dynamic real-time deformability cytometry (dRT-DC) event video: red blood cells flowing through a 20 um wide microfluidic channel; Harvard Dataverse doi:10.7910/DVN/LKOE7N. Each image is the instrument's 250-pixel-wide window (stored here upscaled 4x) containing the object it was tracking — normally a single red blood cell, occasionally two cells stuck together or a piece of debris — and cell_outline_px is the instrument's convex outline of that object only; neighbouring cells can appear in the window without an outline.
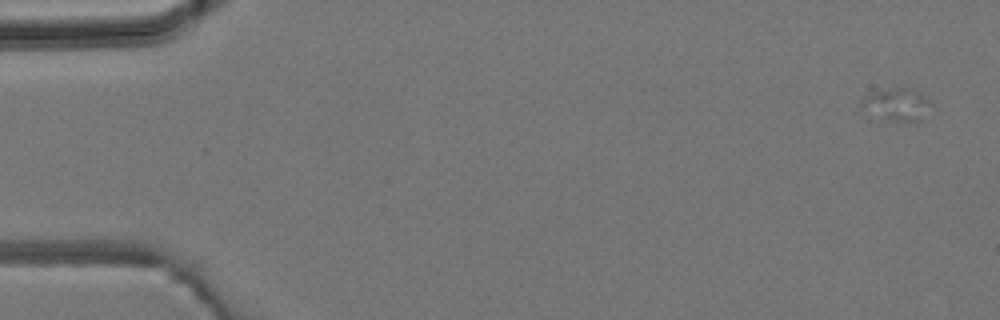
{"species": "common noctule bat (a hibernating species)", "species_latin": "Nyctalus noctula", "temperature_condition": "room temperature", "stored_images_in_passage": 6, "camera_frame_rate_fps": 3000, "um_per_image_px": 0.085, "animal": {"sex": "male", "body_mass_g": 19.2, "forearm_length_mm": 51.8}, "frame": {"image": 1, "passage_image": 1, "time_ms": 0.0, "image_size_px": [1000, 320], "cell_outline_px": [[928, 100], [920, 120], [912, 124], [904, 124], [888, 120], [860, 104], [860, 100], [864, 96], [872, 92], [888, 88], [916, 88]], "centroid_in_image_um": [76.23, 8.87], "position_along_channel_um": 8.8, "area_um2": 12.72}}